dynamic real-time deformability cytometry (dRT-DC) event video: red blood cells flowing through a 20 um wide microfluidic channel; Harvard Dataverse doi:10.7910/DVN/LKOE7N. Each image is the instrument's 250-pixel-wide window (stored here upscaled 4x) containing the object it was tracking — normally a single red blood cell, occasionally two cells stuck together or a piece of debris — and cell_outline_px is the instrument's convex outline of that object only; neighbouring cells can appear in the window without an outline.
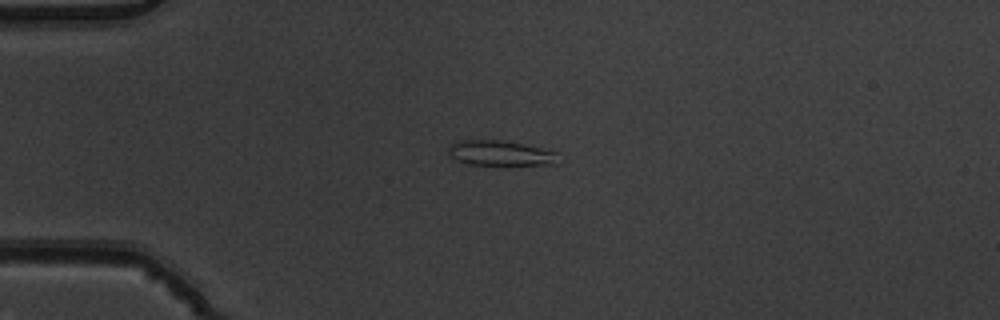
{"species": "common noctule bat (a hibernating species)", "species_latin": "Nyctalus noctula", "temperature_condition": "warm", "stored_images_in_passage": 3, "camera_frame_rate_fps": 3000, "um_per_image_px": 0.085, "animal": {"sex": "male", "body_mass_g": 19.5, "forearm_length_mm": 54.6}, "frame": {"image": 1, "passage_image": 1, "time_ms": 0.0, "image_size_px": [1000, 320], "cell_outline_px": [[560, 164], [468, 164], [452, 156], [448, 152], [448, 148], [456, 140], [496, 140], [524, 144], [560, 152]], "centroid_in_image_um": [42.63, 13.01], "position_along_channel_um": 42.4, "area_um2": 15.95}}
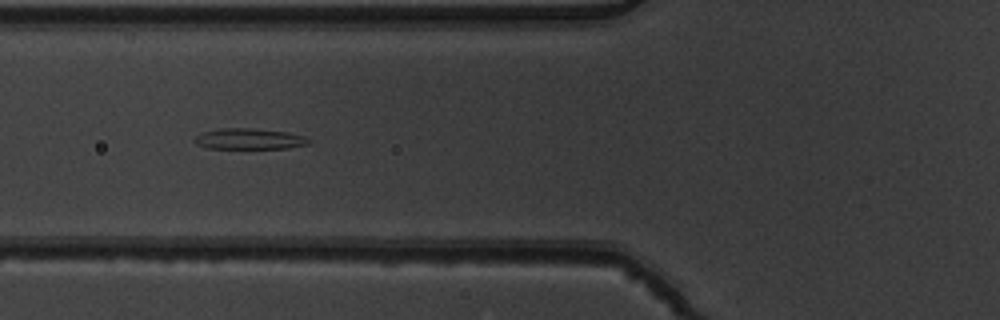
{"frame": {"image": 2, "passage_image": 3, "time_ms": 0.667, "image_size_px": [1000, 320], "cell_outline_px": [[312, 140], [308, 144], [288, 148], [208, 148], [196, 144], [192, 140], [200, 132], [220, 128], [252, 128], [288, 132], [304, 136]], "centroid_in_image_um": [21.16, 11.8], "position_along_channel_um": 104.6, "area_um2": 13.99}}